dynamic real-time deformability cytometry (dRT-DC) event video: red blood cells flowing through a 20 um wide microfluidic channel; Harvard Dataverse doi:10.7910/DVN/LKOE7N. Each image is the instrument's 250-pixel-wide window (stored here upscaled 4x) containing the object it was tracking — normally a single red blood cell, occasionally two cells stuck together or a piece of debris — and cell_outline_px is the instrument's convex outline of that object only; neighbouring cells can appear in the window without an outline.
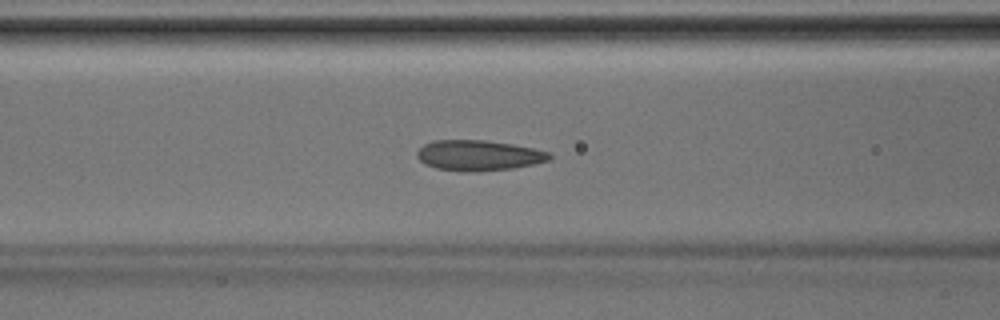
{"species": "Egyptian fruit bat (a non-hibernating species)", "species_latin": "Rousettus aegyptiacus", "temperature_condition": "room temperature", "stored_images_in_passage": 38, "camera_frame_rate_fps": 3000, "um_per_image_px": 0.085, "animal": {"sex": "male"}, "frame": {"image": 1, "passage_image": 13, "time_ms": 4.0, "image_size_px": [1000, 320], "cell_outline_px": [[552, 156], [548, 160], [532, 164], [512, 168], [468, 172], [464, 172], [436, 168], [424, 164], [416, 156], [416, 152], [424, 144], [432, 140], [484, 140], [512, 144], [552, 152]], "centroid_in_image_um": [40.65, 13.2], "position_along_channel_um": 126.0, "area_um2": 23.47}}
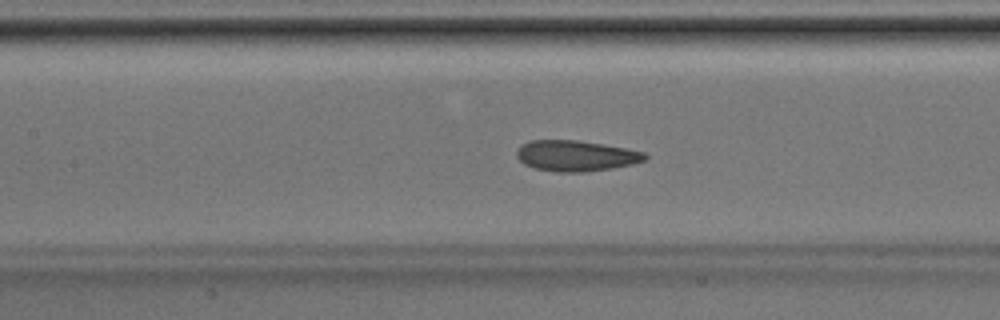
{"frame": {"image": 2, "passage_image": 15, "time_ms": 4.667, "image_size_px": [1000, 320], "cell_outline_px": [[648, 156], [644, 160], [632, 164], [612, 168], [584, 172], [556, 172], [536, 168], [524, 164], [516, 156], [516, 152], [520, 144], [528, 140], [576, 140], [604, 144], [644, 152]], "centroid_in_image_um": [48.91, 13.23], "position_along_channel_um": 158.5, "area_um2": 23.0}}
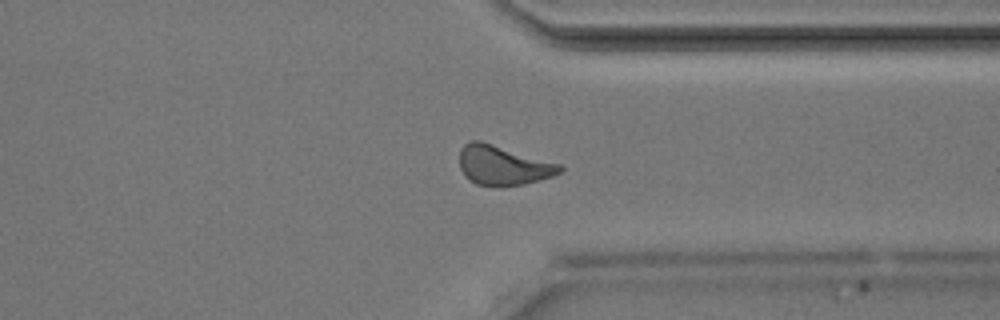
{"frame": {"image": 3, "passage_image": 28, "time_ms": 9.0, "image_size_px": [1000, 320], "cell_outline_px": [[564, 168], [560, 172], [552, 176], [524, 184], [476, 184], [468, 180], [464, 176], [460, 168], [460, 148], [464, 144], [472, 140], [480, 140], [560, 164]], "centroid_in_image_um": [42.72, 14.02], "position_along_channel_um": 368.7, "area_um2": 22.66}}